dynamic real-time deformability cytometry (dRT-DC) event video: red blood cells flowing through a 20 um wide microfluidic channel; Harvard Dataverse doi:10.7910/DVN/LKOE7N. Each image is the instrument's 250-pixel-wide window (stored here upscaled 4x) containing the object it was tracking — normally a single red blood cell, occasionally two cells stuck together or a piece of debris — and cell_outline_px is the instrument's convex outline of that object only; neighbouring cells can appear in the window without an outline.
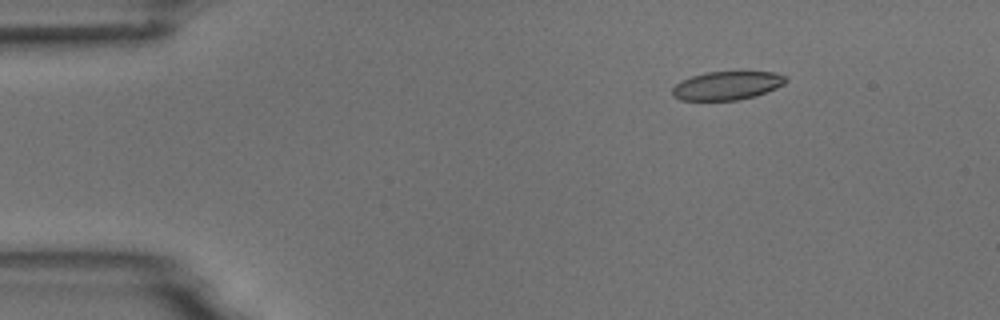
{"species": "common noctule bat (a hibernating species)", "species_latin": "Nyctalus noctula", "temperature_condition": "room temperature", "stored_images_in_passage": 5, "camera_frame_rate_fps": 3000, "um_per_image_px": 0.085, "animal": {"sex": "male", "body_mass_g": 18.8}, "frame": {"image": 1, "passage_image": 2, "time_ms": 1.333, "image_size_px": [1000, 320], "cell_outline_px": [[788, 80], [784, 84], [776, 88], [756, 96], [736, 100], [680, 100], [672, 96], [672, 88], [680, 80], [704, 72], [776, 72], [788, 76]], "centroid_in_image_um": [61.8, 7.27], "position_along_channel_um": 23.2, "area_um2": 19.02}}
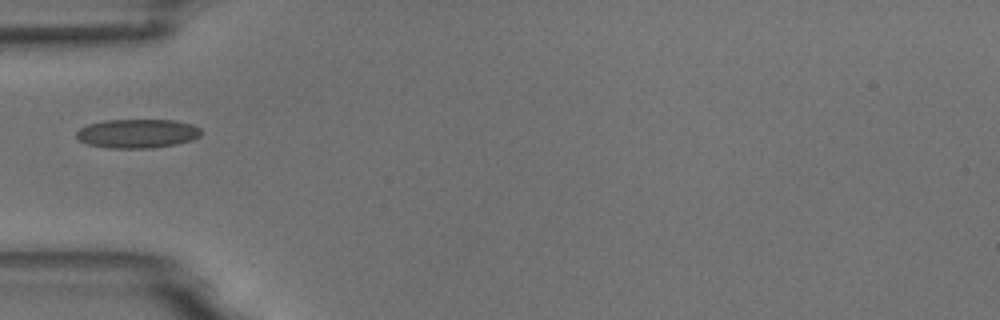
{"frame": {"image": 2, "passage_image": 5, "time_ms": 4.667, "image_size_px": [1000, 320], "cell_outline_px": [[204, 132], [200, 136], [192, 140], [176, 144], [152, 148], [112, 148], [88, 144], [80, 140], [76, 136], [76, 132], [80, 128], [88, 124], [104, 120], [172, 120], [192, 124], [200, 128]], "centroid_in_image_um": [11.71, 11.34], "position_along_channel_um": 73.3, "area_um2": 21.1}}